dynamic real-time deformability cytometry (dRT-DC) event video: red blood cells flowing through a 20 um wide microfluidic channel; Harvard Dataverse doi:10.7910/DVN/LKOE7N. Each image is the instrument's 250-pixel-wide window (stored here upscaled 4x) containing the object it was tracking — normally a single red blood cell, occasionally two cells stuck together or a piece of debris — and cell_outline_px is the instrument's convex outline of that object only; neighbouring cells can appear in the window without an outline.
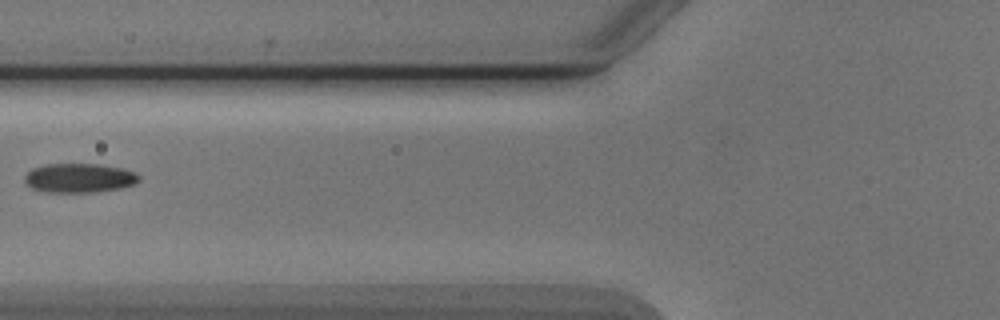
{"species": "Egyptian fruit bat (a non-hibernating species)", "species_latin": "Rousettus aegyptiacus", "temperature_condition": "cold", "stored_images_in_passage": 8, "camera_frame_rate_fps": 3000, "um_per_image_px": 0.085, "animal": {"sex": "male"}, "frame": {"image": 1, "passage_image": 6, "time_ms": 6.0, "image_size_px": [1000, 320], "cell_outline_px": [[140, 180], [136, 184], [120, 188], [92, 192], [48, 192], [32, 188], [24, 180], [24, 176], [32, 168], [44, 164], [96, 164], [120, 168], [136, 172], [140, 176]], "centroid_in_image_um": [6.75, 15.12], "position_along_channel_um": 119.1, "area_um2": 19.42}}
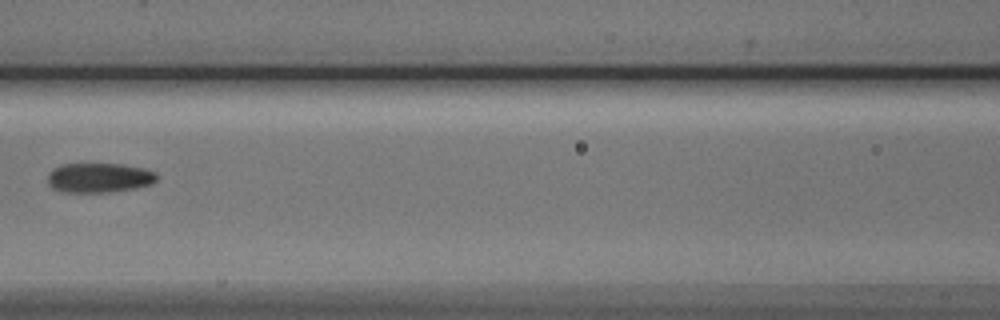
{"frame": {"image": 2, "passage_image": 7, "time_ms": 7.0, "image_size_px": [1000, 320], "cell_outline_px": [[156, 180], [152, 184], [136, 188], [108, 192], [60, 192], [52, 188], [48, 184], [48, 172], [52, 168], [60, 164], [120, 164], [140, 168], [156, 172]], "centroid_in_image_um": [8.37, 15.11], "position_along_channel_um": 158.2, "area_um2": 18.9}}
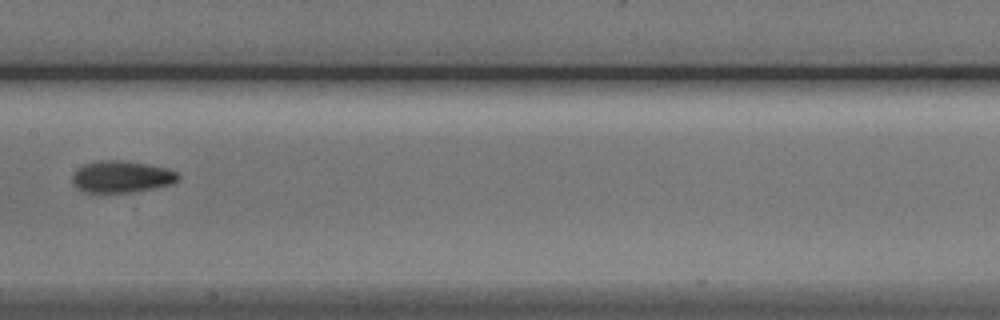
{"frame": {"image": 3, "passage_image": 8, "time_ms": 8.0, "image_size_px": [1000, 320], "cell_outline_px": [[180, 176], [172, 184], [132, 192], [84, 192], [76, 188], [72, 184], [72, 176], [76, 168], [84, 164], [100, 160], [116, 160], [144, 164], [168, 168], [176, 172]], "centroid_in_image_um": [10.28, 15.02], "position_along_channel_um": 197.1, "area_um2": 19.48}}